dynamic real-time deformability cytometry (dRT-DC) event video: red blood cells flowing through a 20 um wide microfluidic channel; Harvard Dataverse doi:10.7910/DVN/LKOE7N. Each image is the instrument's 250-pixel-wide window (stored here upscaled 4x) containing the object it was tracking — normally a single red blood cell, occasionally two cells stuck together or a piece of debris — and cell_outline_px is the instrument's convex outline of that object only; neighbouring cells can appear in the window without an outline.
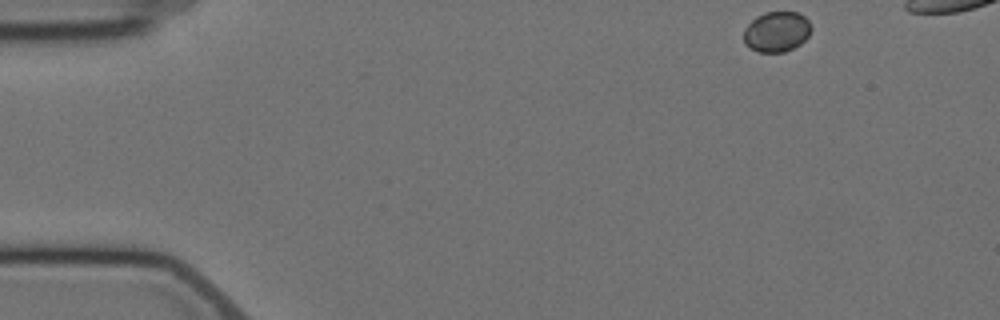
{"species": "Egyptian fruit bat (a non-hibernating species)", "species_latin": "Rousettus aegyptiacus", "temperature_condition": "cold", "stored_images_in_passage": 5, "camera_frame_rate_fps": 3000, "um_per_image_px": 0.085, "animal": {"sex": "female"}, "frame": {"image": 1, "passage_image": 1, "time_ms": 0.0, "image_size_px": [1000, 320], "cell_outline_px": [[812, 28], [808, 36], [800, 44], [784, 52], [760, 52], [748, 48], [744, 44], [744, 28], [756, 16], [764, 12], [796, 12], [804, 16], [808, 20]], "centroid_in_image_um": [65.99, 2.69], "position_along_channel_um": 19.0, "area_um2": 15.95}}